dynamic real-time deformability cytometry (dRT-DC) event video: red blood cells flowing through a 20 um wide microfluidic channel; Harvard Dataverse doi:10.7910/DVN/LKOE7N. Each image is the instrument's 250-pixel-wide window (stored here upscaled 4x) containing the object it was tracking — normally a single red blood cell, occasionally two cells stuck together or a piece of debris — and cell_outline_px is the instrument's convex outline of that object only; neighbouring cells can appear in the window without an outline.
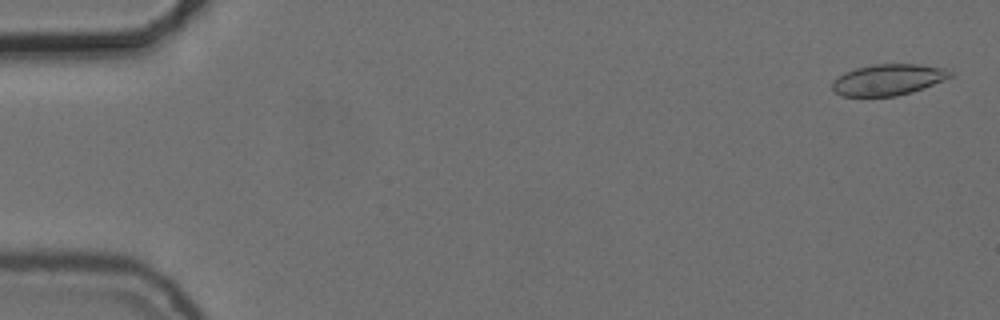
{"species": "common noctule bat (a hibernating species)", "species_latin": "Nyctalus noctula", "temperature_condition": "cold", "stored_images_in_passage": 40, "camera_frame_rate_fps": 3000, "um_per_image_px": 0.085, "animal": {"sex": "female", "body_mass_g": 24.6, "forearm_length_mm": 56.2}, "frame": {"image": 1, "passage_image": 2, "time_ms": 0.333, "image_size_px": [1000, 320], "cell_outline_px": [[952, 76], [944, 80], [924, 88], [912, 92], [896, 96], [840, 96], [832, 88], [832, 80], [844, 72], [856, 68], [872, 64], [916, 64], [948, 68], [952, 72]], "centroid_in_image_um": [75.5, 6.77], "position_along_channel_um": 9.5, "area_um2": 21.56}}
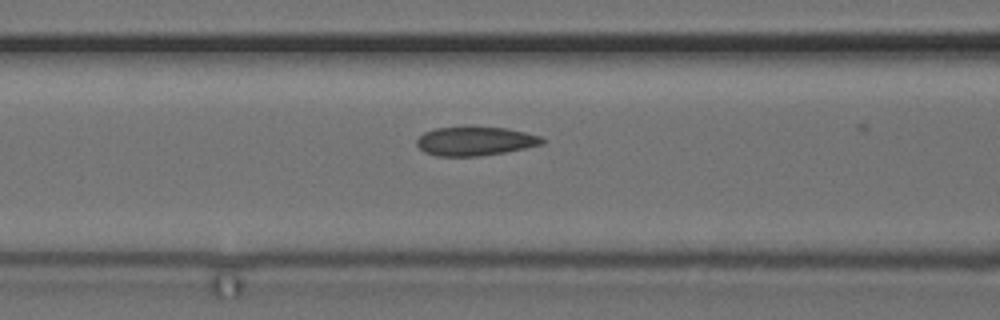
{"frame": {"image": 2, "passage_image": 23, "time_ms": 7.333, "image_size_px": [1000, 320], "cell_outline_px": [[544, 144], [504, 152], [480, 156], [436, 156], [424, 152], [416, 144], [416, 140], [424, 132], [436, 128], [464, 124], [468, 124], [508, 128], [540, 136], [544, 140]], "centroid_in_image_um": [40.35, 11.95], "position_along_channel_um": 126.2, "area_um2": 21.85}}
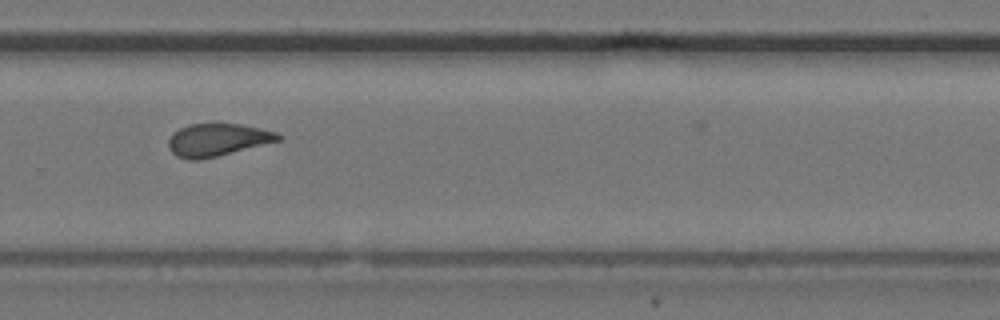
{"frame": {"image": 3, "passage_image": 38, "time_ms": 12.333, "image_size_px": [1000, 320], "cell_outline_px": [[284, 136], [280, 140], [200, 160], [188, 160], [176, 156], [168, 148], [168, 140], [172, 132], [188, 124], [240, 124], [276, 132]], "centroid_in_image_um": [18.43, 11.89], "position_along_channel_um": 311.4, "area_um2": 20.69}}